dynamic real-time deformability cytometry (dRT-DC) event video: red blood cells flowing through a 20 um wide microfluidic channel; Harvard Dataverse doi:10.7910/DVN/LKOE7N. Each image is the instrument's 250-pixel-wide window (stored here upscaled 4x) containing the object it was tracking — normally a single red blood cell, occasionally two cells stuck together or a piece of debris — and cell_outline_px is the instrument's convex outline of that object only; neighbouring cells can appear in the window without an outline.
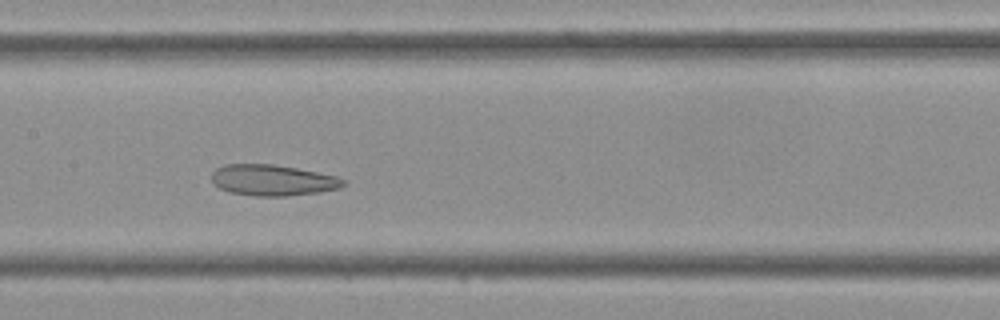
{"species": "Egyptian fruit bat (a non-hibernating species)", "species_latin": "Rousettus aegyptiacus", "temperature_condition": "cold", "stored_images_in_passage": 42, "segment_of_instrument_passage": [1, 2], "camera_frame_rate_fps": 3000, "um_per_image_px": 0.085, "frame": {"image": 1, "passage_image": 18, "time_ms": 5.667, "image_size_px": [1000, 320], "cell_outline_px": [[344, 184], [340, 188], [320, 192], [288, 196], [252, 196], [228, 192], [212, 184], [212, 172], [216, 168], [224, 164], [272, 164], [296, 168], [340, 176], [344, 180]], "centroid_in_image_um": [23.16, 15.32], "position_along_channel_um": 184.2, "area_um2": 24.04}}
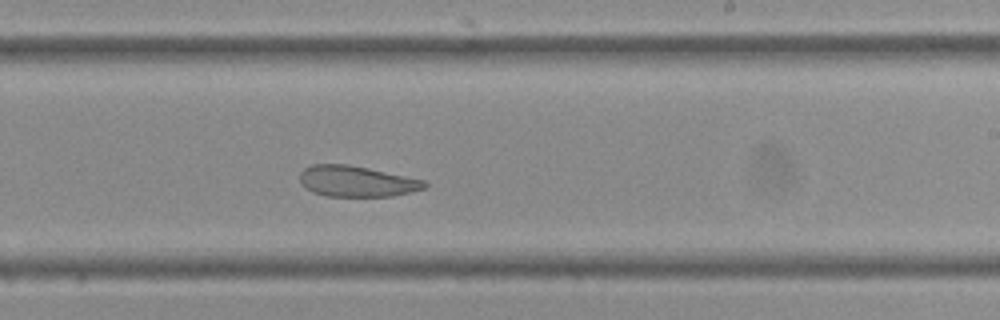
{"frame": {"image": 2, "passage_image": 23, "time_ms": 7.333, "image_size_px": [1000, 320], "cell_outline_px": [[428, 184], [424, 188], [392, 196], [328, 196], [312, 192], [300, 180], [300, 172], [304, 168], [312, 164], [348, 164], [368, 168], [424, 180]], "centroid_in_image_um": [30.3, 15.4], "position_along_channel_um": 258.7, "area_um2": 22.14}}
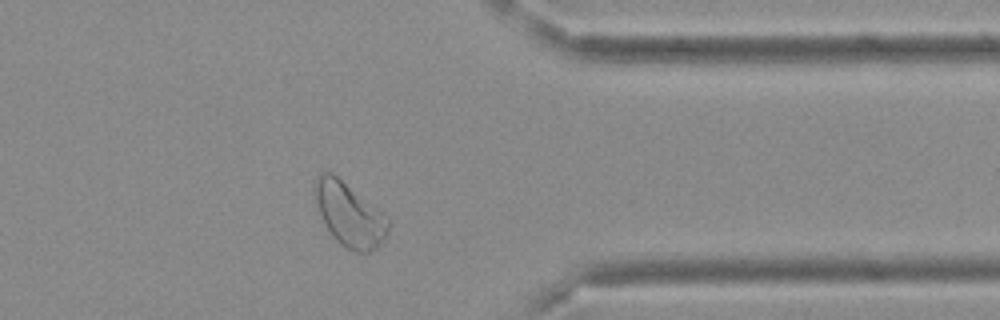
{"frame": {"image": 3, "passage_image": 32, "time_ms": 10.333, "image_size_px": [1000, 320], "cell_outline_px": [[392, 220], [388, 232], [384, 240], [376, 248], [368, 252], [356, 252], [348, 248], [336, 240], [324, 224], [312, 192], [312, 188], [316, 176], [320, 172], [332, 172], [388, 216]], "centroid_in_image_um": [29.7, 18.2], "position_along_channel_um": 381.7, "area_um2": 27.51}}